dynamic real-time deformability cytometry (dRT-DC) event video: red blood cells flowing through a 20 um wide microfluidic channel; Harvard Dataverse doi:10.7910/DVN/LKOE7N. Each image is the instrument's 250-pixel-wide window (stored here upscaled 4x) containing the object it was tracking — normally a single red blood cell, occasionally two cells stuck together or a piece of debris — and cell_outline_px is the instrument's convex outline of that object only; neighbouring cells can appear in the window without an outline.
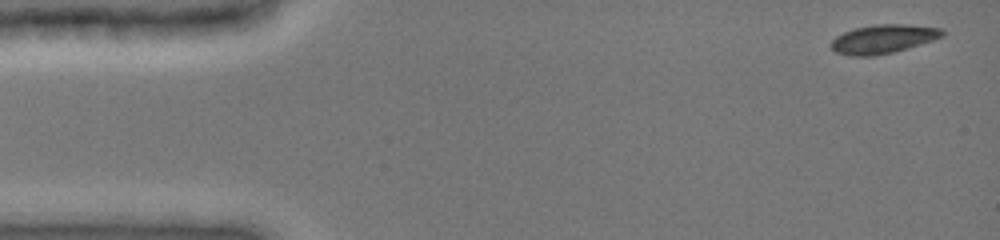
{"species": "common noctule bat (a hibernating species)", "species_latin": "Nyctalus noctula", "temperature_condition": "cold", "stored_images_in_passage": 7, "camera_frame_rate_fps": 3000, "um_per_image_px": 0.085, "animal": {"sex": "female", "body_mass_g": 19.0, "forearm_length_mm": 51.5}, "frame": {"image": 1, "passage_image": 1, "time_ms": 0.0, "image_size_px": [1000, 240], "cell_outline_px": [[944, 36], [920, 44], [892, 52], [876, 56], [848, 56], [836, 52], [832, 48], [832, 40], [836, 36], [844, 32], [856, 28], [872, 24], [904, 24], [944, 28]], "centroid_in_image_um": [75.08, 3.31], "position_along_channel_um": 9.9, "area_um2": 18.61}}
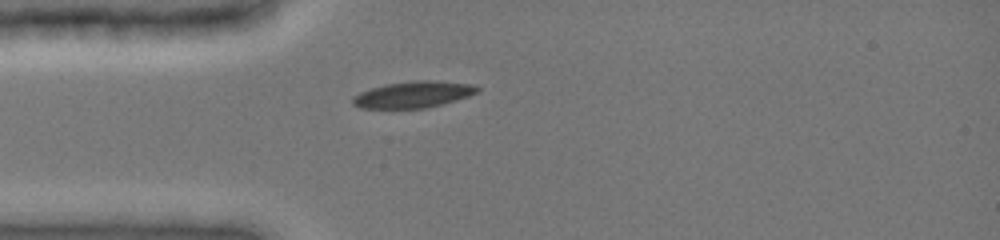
{"frame": {"image": 2, "passage_image": 6, "time_ms": 3.667, "image_size_px": [1000, 240], "cell_outline_px": [[480, 88], [476, 92], [468, 96], [428, 108], [360, 108], [352, 104], [352, 96], [360, 92], [384, 84], [412, 80], [432, 80], [472, 84]], "centroid_in_image_um": [35.09, 8.03], "position_along_channel_um": 49.9, "area_um2": 19.19}}